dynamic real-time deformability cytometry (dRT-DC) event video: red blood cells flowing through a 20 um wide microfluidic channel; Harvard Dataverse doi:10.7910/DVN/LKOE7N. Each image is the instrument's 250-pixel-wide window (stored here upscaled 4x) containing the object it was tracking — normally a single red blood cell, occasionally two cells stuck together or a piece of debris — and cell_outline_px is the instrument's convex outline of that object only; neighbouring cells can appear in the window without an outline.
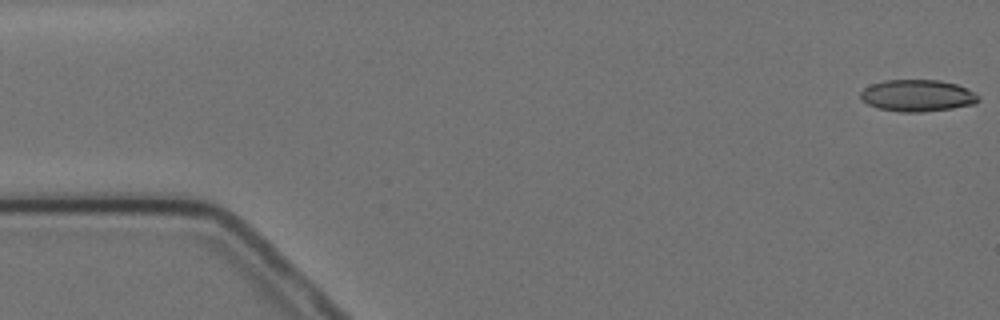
{"species": "Egyptian fruit bat (a non-hibernating species)", "species_latin": "Rousettus aegyptiacus", "temperature_condition": "cold", "stored_images_in_passage": 4, "camera_frame_rate_fps": 3000, "um_per_image_px": 0.085, "animal": {"sex": "female"}, "frame": {"image": 1, "passage_image": 1, "time_ms": 0.0, "image_size_px": [1000, 320], "cell_outline_px": [[980, 100], [976, 104], [952, 108], [920, 112], [900, 112], [876, 108], [860, 100], [860, 92], [864, 88], [872, 84], [884, 80], [940, 80], [956, 84], [980, 96]], "centroid_in_image_um": [77.95, 8.13], "position_along_channel_um": 7.0, "area_um2": 21.91}}